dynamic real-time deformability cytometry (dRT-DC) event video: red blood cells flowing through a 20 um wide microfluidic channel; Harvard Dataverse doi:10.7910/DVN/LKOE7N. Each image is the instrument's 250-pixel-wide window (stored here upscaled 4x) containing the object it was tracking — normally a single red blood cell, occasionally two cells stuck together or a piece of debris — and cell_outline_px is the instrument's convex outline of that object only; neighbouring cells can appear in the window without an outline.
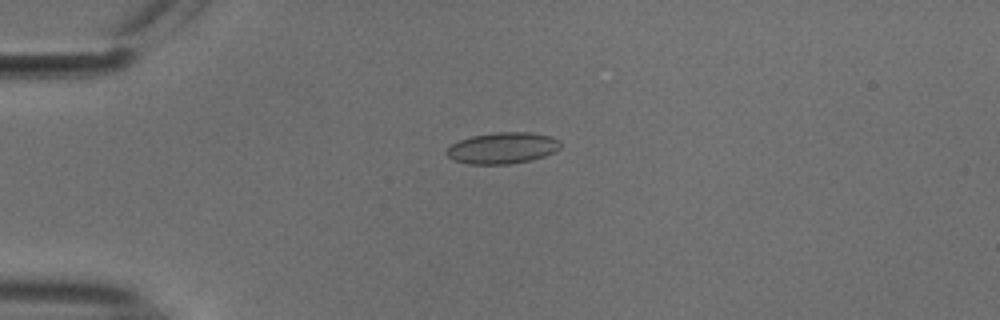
{"species": "common noctule bat (a hibernating species)", "species_latin": "Nyctalus noctula", "temperature_condition": "cold", "stored_images_in_passage": 48, "camera_frame_rate_fps": 3000, "um_per_image_px": 0.085, "animal": {"sex": "male", "body_mass_g": 18.8}, "frame": {"image": 1, "passage_image": 8, "time_ms": 2.333, "image_size_px": [1000, 320], "cell_outline_px": [[560, 148], [556, 152], [544, 156], [528, 160], [508, 164], [468, 164], [452, 160], [444, 152], [452, 144], [460, 140], [472, 136], [496, 132], [532, 132], [552, 136], [560, 140]], "centroid_in_image_um": [42.72, 12.58], "position_along_channel_um": 42.3, "area_um2": 20.87}}
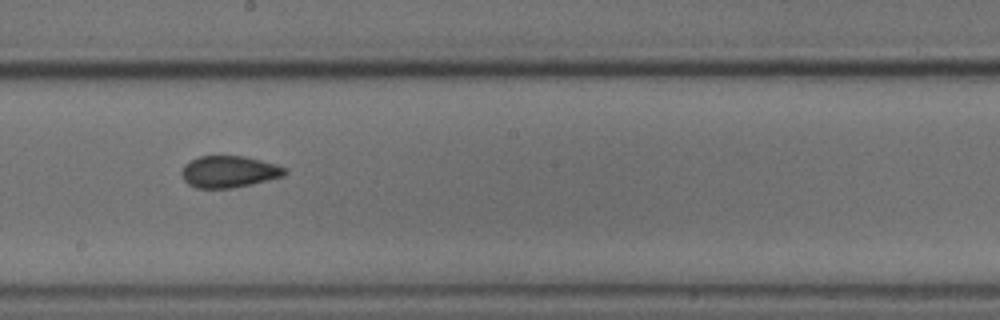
{"frame": {"image": 2, "passage_image": 25, "time_ms": 8.0, "image_size_px": [1000, 320], "cell_outline_px": [[288, 172], [284, 176], [252, 184], [232, 188], [196, 188], [188, 184], [184, 180], [180, 172], [184, 164], [200, 156], [244, 156], [276, 164], [288, 168]], "centroid_in_image_um": [19.48, 14.6], "position_along_channel_um": 228.7, "area_um2": 19.19}}
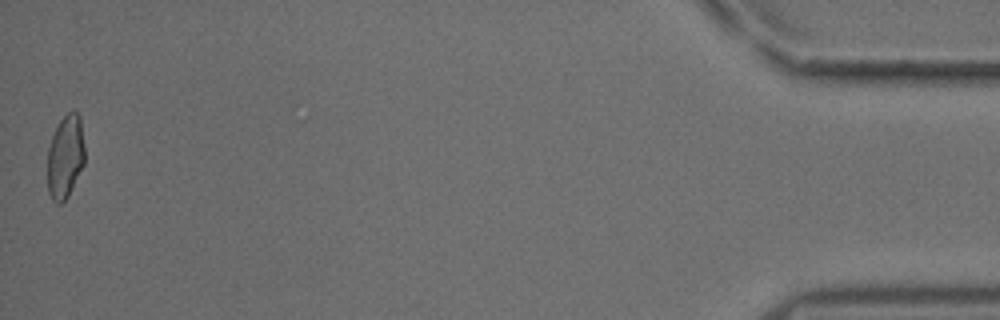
{"frame": {"image": 3, "passage_image": 48, "time_ms": 15.667, "image_size_px": [1000, 320], "cell_outline_px": [[84, 164], [68, 196], [60, 204], [56, 204], [52, 200], [48, 192], [48, 148], [52, 136], [60, 120], [72, 108], [80, 116], [84, 144]], "centroid_in_image_um": [5.55, 13.31], "position_along_channel_um": 429.6, "area_um2": 18.15}, "authors_computed_cell_mechanics": {"area_um2": 18.9295, "velocity_mm_per_s": 3.7741, "shape_relaxation_time_tau1_ms": null, "shape_relaxation_time_tau2_ms": 1.7802, "deformation_change_tau1": null, "deformation_change_tau2": 0.0551}}